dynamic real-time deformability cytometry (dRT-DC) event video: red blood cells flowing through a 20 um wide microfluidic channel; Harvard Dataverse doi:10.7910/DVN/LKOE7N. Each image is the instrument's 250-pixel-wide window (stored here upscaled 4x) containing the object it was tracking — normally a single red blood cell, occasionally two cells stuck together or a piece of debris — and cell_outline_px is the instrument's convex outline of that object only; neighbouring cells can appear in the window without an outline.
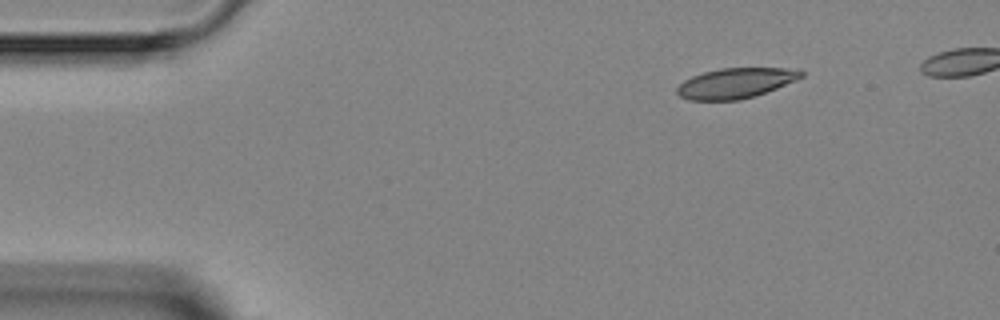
{"species": "Egyptian fruit bat (a non-hibernating species)", "species_latin": "Rousettus aegyptiacus", "temperature_condition": "room temperature", "stored_images_in_passage": 4, "camera_frame_rate_fps": 3000, "um_per_image_px": 0.085, "animal": {"sex": "female"}, "frame": {"image": 1, "passage_image": 1, "time_ms": 0.0, "image_size_px": [1000, 320], "cell_outline_px": [[804, 76], [796, 80], [756, 96], [740, 100], [688, 100], [680, 96], [676, 92], [676, 88], [684, 80], [692, 76], [704, 72], [720, 68], [784, 68], [804, 72]], "centroid_in_image_um": [62.5, 7.07], "position_along_channel_um": 22.5, "area_um2": 21.79}}